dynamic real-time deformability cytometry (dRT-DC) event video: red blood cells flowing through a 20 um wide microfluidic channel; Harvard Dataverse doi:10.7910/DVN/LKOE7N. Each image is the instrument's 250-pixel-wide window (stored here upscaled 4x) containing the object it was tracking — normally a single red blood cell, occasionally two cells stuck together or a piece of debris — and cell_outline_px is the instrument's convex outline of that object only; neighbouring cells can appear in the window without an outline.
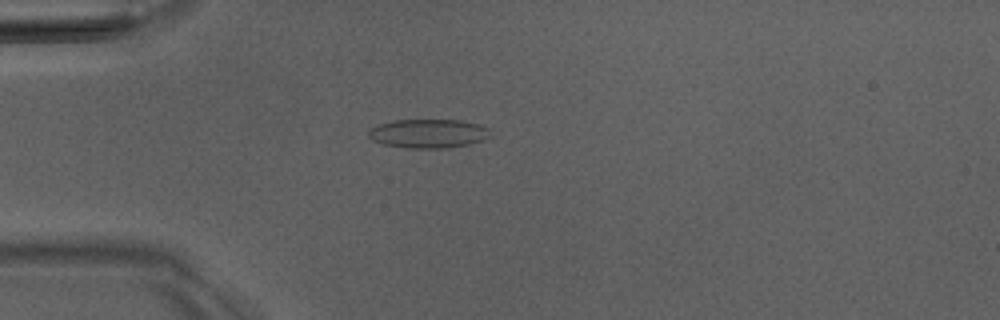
{"species": "Egyptian fruit bat (a non-hibernating species)", "species_latin": "Rousettus aegyptiacus", "temperature_condition": "room temperature", "stored_images_in_passage": 4, "camera_frame_rate_fps": 3000, "um_per_image_px": 0.085, "animal": {"sex": "male"}, "frame": {"image": 1, "passage_image": 4, "time_ms": 3.667, "image_size_px": [1000, 320], "cell_outline_px": [[492, 136], [484, 140], [468, 144], [448, 148], [404, 148], [384, 144], [372, 140], [368, 136], [368, 132], [372, 128], [380, 124], [392, 120], [460, 120], [480, 124], [488, 128]], "centroid_in_image_um": [36.44, 11.35], "position_along_channel_um": 48.6, "area_um2": 20.63}}